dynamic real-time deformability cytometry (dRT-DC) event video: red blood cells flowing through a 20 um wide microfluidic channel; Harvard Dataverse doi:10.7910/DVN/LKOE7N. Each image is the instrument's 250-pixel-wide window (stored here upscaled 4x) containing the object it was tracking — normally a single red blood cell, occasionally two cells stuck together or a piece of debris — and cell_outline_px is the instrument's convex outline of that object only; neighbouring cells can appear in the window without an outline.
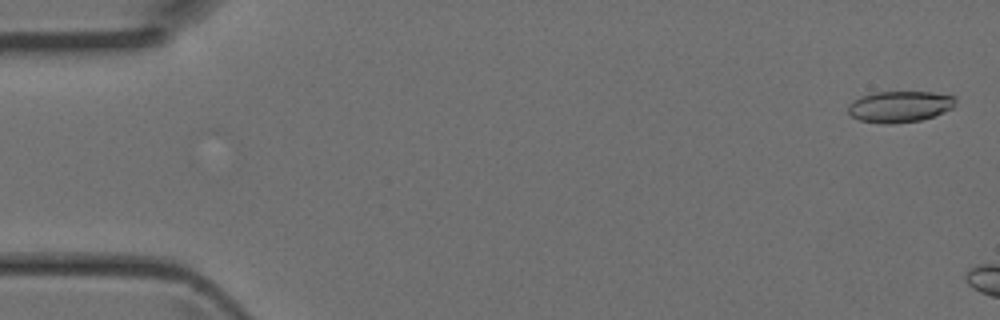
{"species": "Egyptian fruit bat (a non-hibernating species)", "species_latin": "Rousettus aegyptiacus", "temperature_condition": "room temperature", "stored_images_in_passage": 6, "camera_frame_rate_fps": 3000, "um_per_image_px": 0.085, "animal": {"sex": "female"}, "frame": {"image": 1, "passage_image": 2, "time_ms": 0.333, "image_size_px": [1000, 320], "cell_outline_px": [[956, 104], [952, 108], [944, 112], [920, 120], [892, 124], [884, 124], [860, 120], [852, 116], [848, 112], [848, 104], [860, 96], [872, 92], [932, 92], [956, 96]], "centroid_in_image_um": [76.48, 9.05], "position_along_channel_um": 8.5, "area_um2": 19.65}}